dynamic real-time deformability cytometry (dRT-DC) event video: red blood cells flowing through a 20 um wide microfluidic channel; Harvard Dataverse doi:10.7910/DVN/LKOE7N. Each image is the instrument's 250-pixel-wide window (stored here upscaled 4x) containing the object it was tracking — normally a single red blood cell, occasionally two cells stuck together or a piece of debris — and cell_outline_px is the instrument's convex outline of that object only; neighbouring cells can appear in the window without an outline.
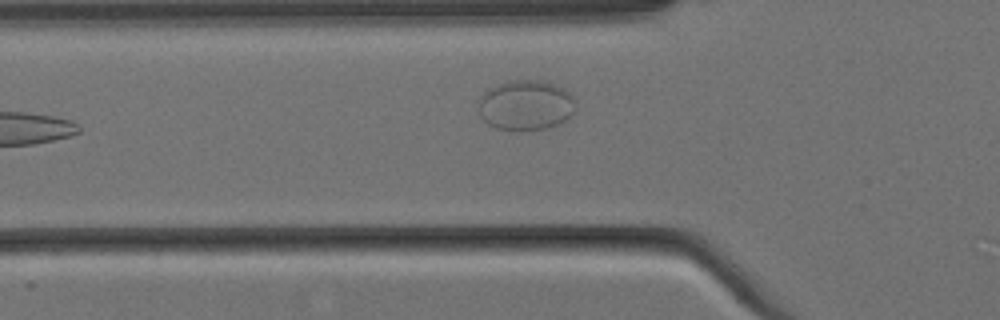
{"species": "Egyptian fruit bat (a non-hibernating species)", "species_latin": "Rousettus aegyptiacus", "temperature_condition": "cold", "stored_images_in_passage": 8, "camera_frame_rate_fps": 3000, "um_per_image_px": 0.085, "animal": {"sex": "female"}, "frame": {"image": 1, "passage_image": 6, "time_ms": 1.667, "image_size_px": [1000, 320], "cell_outline_px": [[576, 108], [564, 120], [556, 124], [544, 128], [520, 132], [512, 132], [496, 128], [488, 124], [480, 116], [480, 96], [484, 92], [500, 84], [512, 80], [544, 80], [564, 88], [572, 96]], "centroid_in_image_um": [44.68, 8.96], "position_along_channel_um": 81.1, "area_um2": 28.38}}
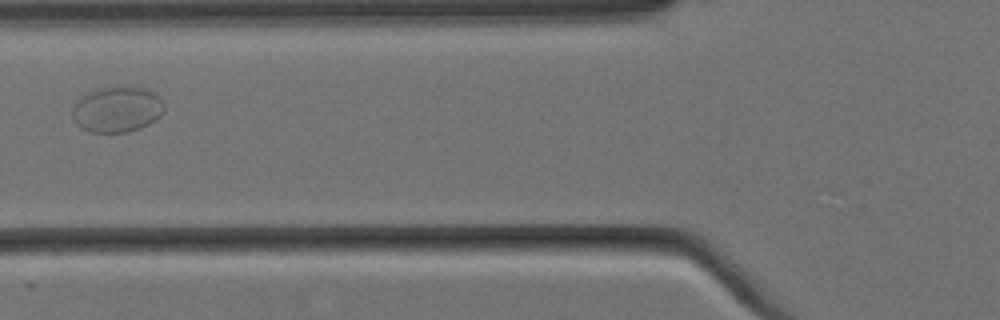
{"frame": {"image": 2, "passage_image": 7, "time_ms": 2.0, "image_size_px": [1000, 320], "cell_outline_px": [[164, 112], [160, 116], [148, 124], [140, 128], [128, 132], [88, 132], [80, 128], [72, 120], [72, 104], [80, 96], [96, 88], [144, 88], [160, 96], [164, 104]], "centroid_in_image_um": [9.9, 9.32], "position_along_channel_um": 115.9, "area_um2": 24.62}}
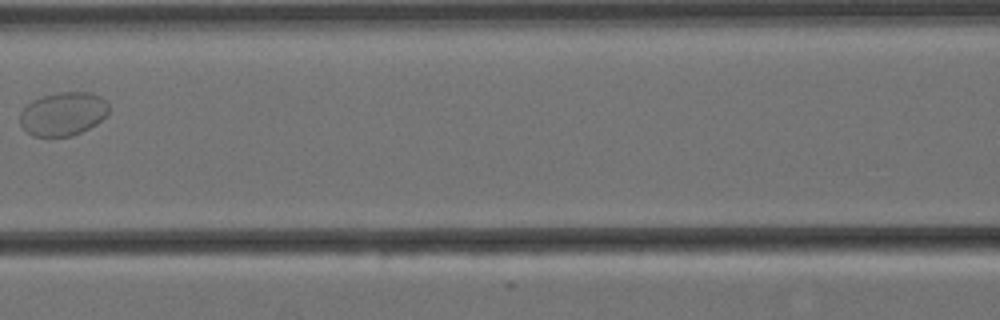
{"frame": {"image": 3, "passage_image": 8, "time_ms": 2.333, "image_size_px": [1000, 320], "cell_outline_px": [[108, 112], [96, 124], [72, 136], [32, 136], [20, 124], [20, 112], [32, 100], [44, 96], [60, 92], [88, 92], [100, 96], [108, 104]], "centroid_in_image_um": [5.35, 9.68], "position_along_channel_um": 161.3, "area_um2": 22.25}}